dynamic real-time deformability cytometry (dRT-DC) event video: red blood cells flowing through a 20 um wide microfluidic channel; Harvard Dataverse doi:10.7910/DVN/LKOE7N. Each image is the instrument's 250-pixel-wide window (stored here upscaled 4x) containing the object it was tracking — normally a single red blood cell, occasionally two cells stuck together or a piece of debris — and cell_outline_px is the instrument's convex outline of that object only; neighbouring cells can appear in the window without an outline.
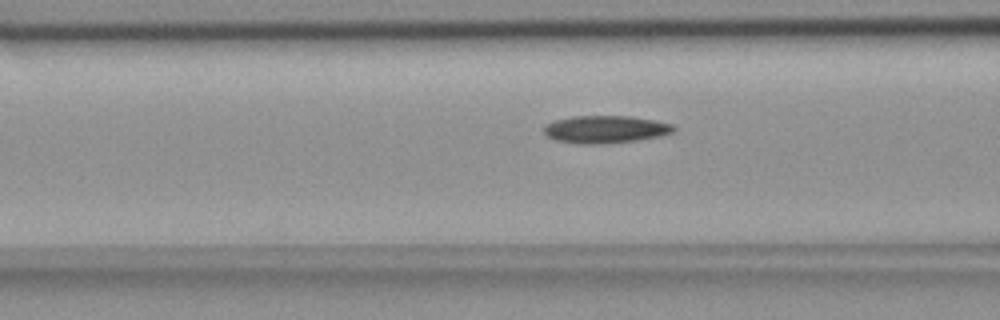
{"species": "common noctule bat (a hibernating species)", "species_latin": "Nyctalus noctula", "temperature_condition": "room temperature", "stored_images_in_passage": 39, "camera_frame_rate_fps": 3000, "um_per_image_px": 0.085, "animal": {"sex": "female", "body_mass_g": 18.4}, "frame": {"image": 1, "passage_image": 12, "time_ms": 3.667, "image_size_px": [1000, 320], "cell_outline_px": [[676, 128], [672, 132], [664, 136], [640, 140], [600, 144], [580, 144], [556, 140], [548, 136], [544, 132], [544, 124], [556, 120], [572, 116], [632, 116], [656, 120], [672, 124]], "centroid_in_image_um": [51.5, 10.99], "position_along_channel_um": 115.1, "area_um2": 21.04}}
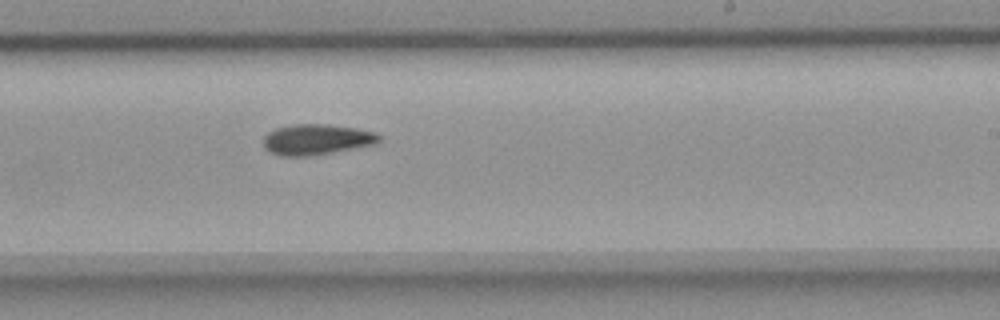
{"frame": {"image": 2, "passage_image": 24, "time_ms": 7.667, "image_size_px": [1000, 320], "cell_outline_px": [[380, 140], [376, 144], [332, 152], [308, 156], [284, 156], [272, 152], [264, 148], [264, 136], [268, 132], [276, 128], [292, 124], [328, 124], [356, 128], [376, 132], [380, 136]], "centroid_in_image_um": [26.92, 11.84], "position_along_channel_um": 262.1, "area_um2": 20.58}}
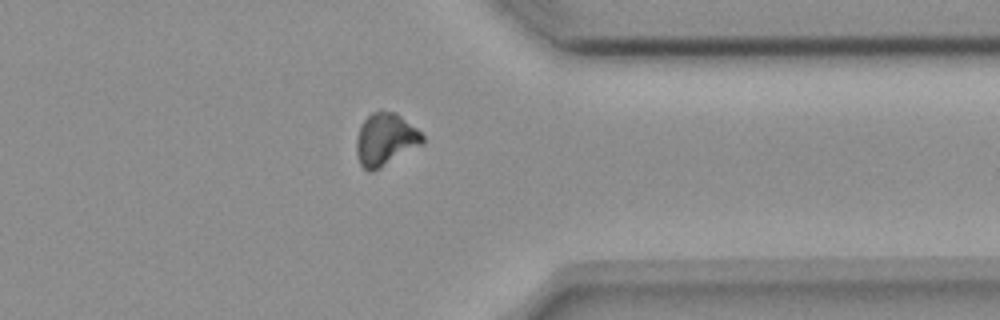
{"frame": {"image": 3, "passage_image": 34, "time_ms": 11.0, "image_size_px": [1000, 320], "cell_outline_px": [[424, 144], [372, 172], [368, 172], [360, 164], [356, 152], [356, 140], [360, 124], [372, 112], [380, 108], [396, 112], [416, 128], [424, 136]], "centroid_in_image_um": [32.75, 11.83], "position_along_channel_um": 378.6, "area_um2": 20.52}}